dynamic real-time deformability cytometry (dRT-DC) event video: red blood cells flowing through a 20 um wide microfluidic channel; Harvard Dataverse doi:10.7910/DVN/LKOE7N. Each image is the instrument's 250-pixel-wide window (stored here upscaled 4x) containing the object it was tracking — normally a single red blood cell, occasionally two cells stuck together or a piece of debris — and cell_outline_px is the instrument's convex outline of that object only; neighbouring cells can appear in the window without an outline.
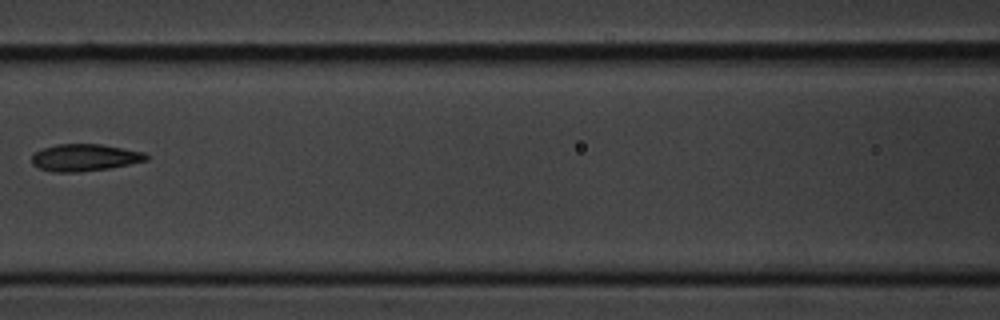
{"species": "common noctule bat (a hibernating species)", "species_latin": "Nyctalus noctula", "temperature_condition": "cold", "stored_images_in_passage": 11, "camera_frame_rate_fps": 3000, "um_per_image_px": 0.085, "animal": {"sex": "male", "body_mass_g": 20.1, "forearm_length_mm": 53.5}, "frame": {"image": 1, "passage_image": 7, "time_ms": 8.0, "image_size_px": [1000, 320], "cell_outline_px": [[148, 160], [108, 168], [80, 172], [52, 172], [40, 168], [32, 164], [32, 156], [36, 152], [44, 148], [56, 144], [100, 144], [124, 148], [144, 152], [148, 156]], "centroid_in_image_um": [7.2, 13.39], "position_along_channel_um": 159.4, "area_um2": 17.92}}
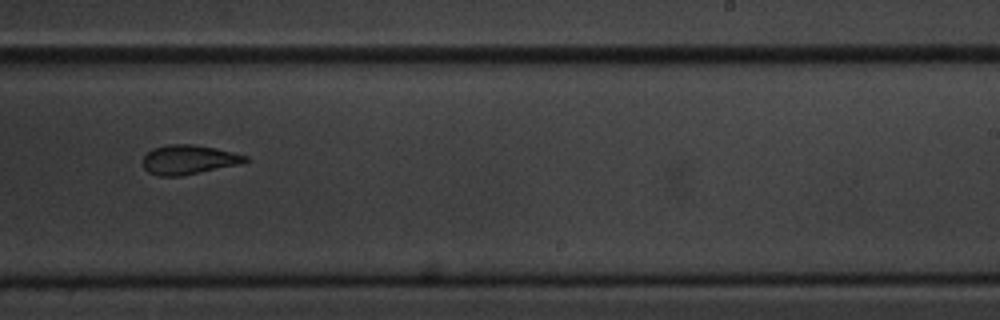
{"frame": {"image": 2, "passage_image": 10, "time_ms": 11.333, "image_size_px": [1000, 320], "cell_outline_px": [[248, 160], [236, 164], [180, 176], [156, 176], [148, 172], [144, 168], [144, 156], [152, 148], [164, 144], [192, 144], [216, 148], [248, 156]], "centroid_in_image_um": [15.97, 13.55], "position_along_channel_um": 273.0, "area_um2": 17.28}}
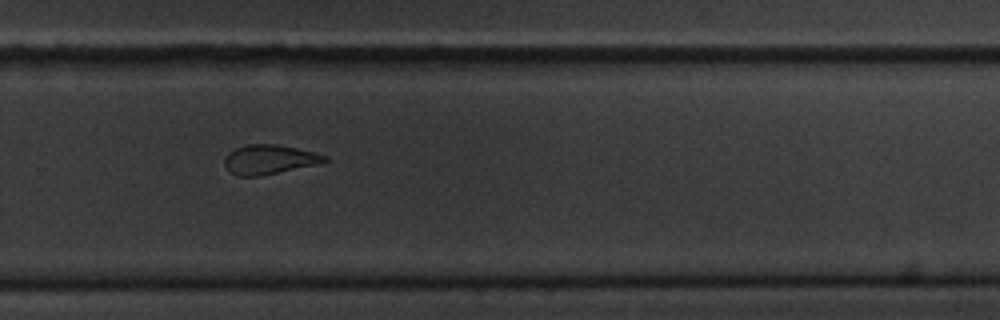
{"frame": {"image": 3, "passage_image": 11, "time_ms": 12.333, "image_size_px": [1000, 320], "cell_outline_px": [[328, 160], [316, 164], [260, 176], [236, 176], [224, 164], [224, 156], [228, 152], [236, 148], [248, 144], [276, 144], [296, 148], [328, 156]], "centroid_in_image_um": [22.85, 13.55], "position_along_channel_um": 307.0, "area_um2": 16.94}}